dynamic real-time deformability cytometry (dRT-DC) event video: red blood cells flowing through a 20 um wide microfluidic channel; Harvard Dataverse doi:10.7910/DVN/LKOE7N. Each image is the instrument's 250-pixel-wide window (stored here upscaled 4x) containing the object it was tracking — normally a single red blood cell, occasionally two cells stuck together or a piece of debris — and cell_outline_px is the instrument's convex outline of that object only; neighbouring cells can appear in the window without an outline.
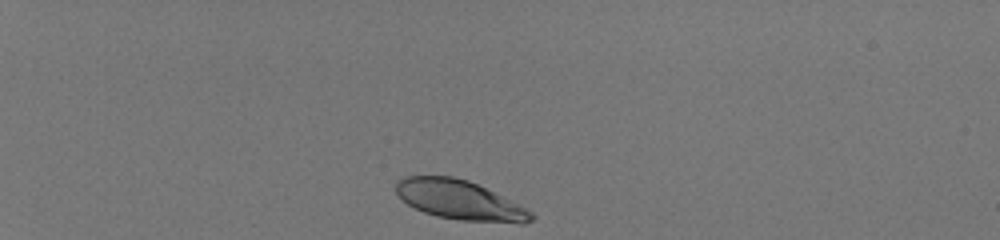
{"species": "human", "species_latin": "Homo sapiens", "temperature_condition": "room temperature", "stored_images_in_passage": 38, "camera_frame_rate_fps": 3000, "um_per_image_px": 0.085, "donor": {"sex": "male"}, "frame": {"image": 1, "passage_image": 1, "time_ms": 0.0, "image_size_px": [1000, 240], "cell_outline_px": [[536, 216], [532, 220], [524, 224], [520, 224], [460, 220], [436, 216], [424, 212], [408, 204], [396, 192], [396, 180], [404, 176], [452, 176], [468, 180], [532, 212]], "centroid_in_image_um": [39.06, 17.02], "position_along_channel_um": 45.9, "area_um2": 30.69}}
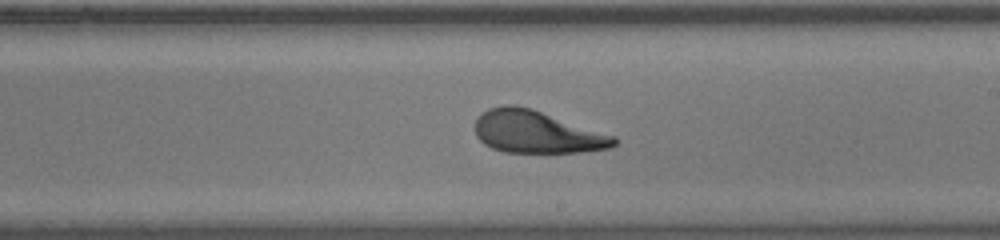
{"frame": {"image": 2, "passage_image": 21, "time_ms": 6.667, "image_size_px": [1000, 240], "cell_outline_px": [[616, 144], [608, 148], [580, 152], [504, 152], [492, 148], [484, 144], [476, 136], [476, 116], [480, 112], [488, 108], [500, 104], [516, 104], [532, 108], [616, 136]], "centroid_in_image_um": [45.58, 11.19], "position_along_channel_um": 243.4, "area_um2": 34.62}}
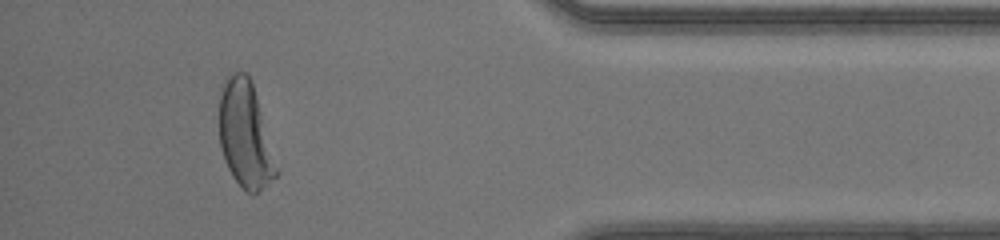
{"frame": {"image": 3, "passage_image": 35, "time_ms": 11.333, "image_size_px": [1000, 240], "cell_outline_px": [[280, 172], [276, 176], [252, 196], [244, 192], [232, 176], [224, 160], [220, 144], [220, 92], [224, 76], [232, 72], [244, 72], [248, 76], [252, 84]], "centroid_in_image_um": [20.83, 11.49], "position_along_channel_um": 414.4, "area_um2": 35.26}}